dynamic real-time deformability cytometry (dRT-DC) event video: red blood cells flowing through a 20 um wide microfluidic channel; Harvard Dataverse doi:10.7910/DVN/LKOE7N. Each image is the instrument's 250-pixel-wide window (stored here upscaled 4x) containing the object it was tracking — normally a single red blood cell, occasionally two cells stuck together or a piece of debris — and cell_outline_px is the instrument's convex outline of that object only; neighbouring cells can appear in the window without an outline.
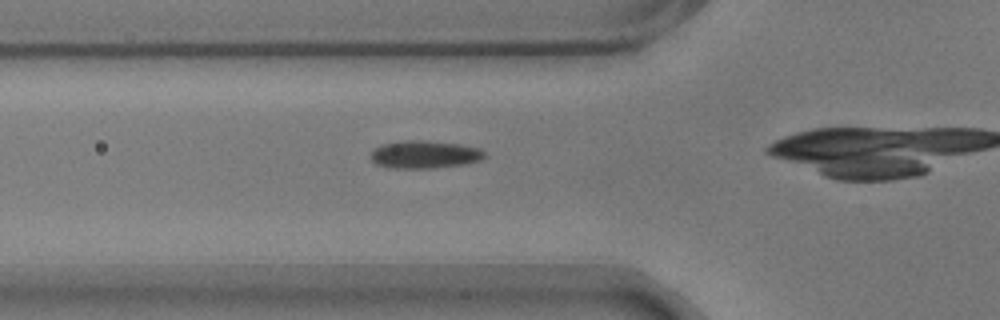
{"species": "common noctule bat (a hibernating species)", "species_latin": "Nyctalus noctula", "temperature_condition": "warm", "stored_images_in_passage": 18, "camera_frame_rate_fps": 3000, "um_per_image_px": 0.085, "animal": {"sex": "male", "body_mass_g": 17.9}, "frame": {"image": 1, "passage_image": 6, "time_ms": 1.667, "image_size_px": [1000, 320], "cell_outline_px": [[488, 156], [480, 160], [464, 164], [436, 168], [388, 168], [376, 164], [372, 160], [372, 152], [376, 148], [384, 144], [404, 140], [420, 140], [460, 144], [480, 148]], "centroid_in_image_um": [36.13, 13.14], "position_along_channel_um": 89.7, "area_um2": 18.38}}
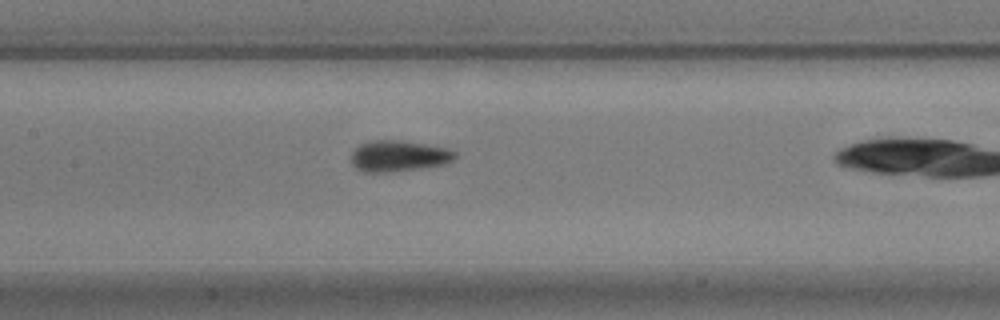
{"frame": {"image": 2, "passage_image": 13, "time_ms": 4.0, "image_size_px": [1000, 320], "cell_outline_px": [[456, 156], [448, 164], [424, 168], [388, 172], [364, 172], [356, 168], [352, 164], [352, 148], [368, 140], [400, 140], [448, 148], [456, 152]], "centroid_in_image_um": [33.88, 13.26], "position_along_channel_um": 173.5, "area_um2": 19.07}}
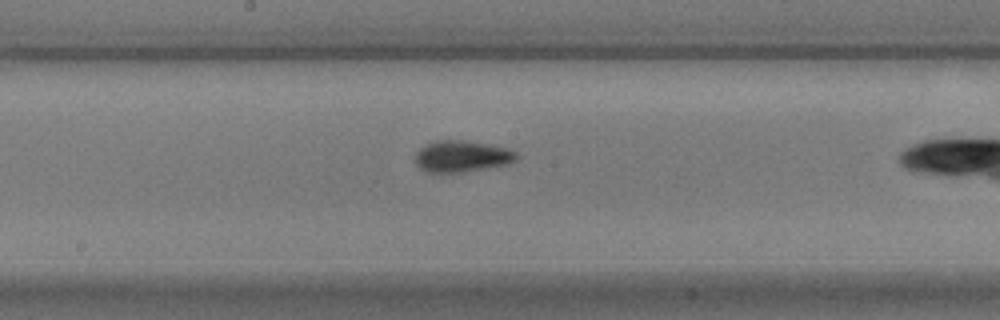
{"frame": {"image": 3, "passage_image": 16, "time_ms": 5.0, "image_size_px": [1000, 320], "cell_outline_px": [[520, 156], [516, 160], [508, 164], [460, 172], [428, 172], [420, 168], [416, 164], [416, 152], [420, 148], [436, 140], [464, 140], [508, 148], [516, 152]], "centroid_in_image_um": [39.28, 13.28], "position_along_channel_um": 208.9, "area_um2": 18.38}}